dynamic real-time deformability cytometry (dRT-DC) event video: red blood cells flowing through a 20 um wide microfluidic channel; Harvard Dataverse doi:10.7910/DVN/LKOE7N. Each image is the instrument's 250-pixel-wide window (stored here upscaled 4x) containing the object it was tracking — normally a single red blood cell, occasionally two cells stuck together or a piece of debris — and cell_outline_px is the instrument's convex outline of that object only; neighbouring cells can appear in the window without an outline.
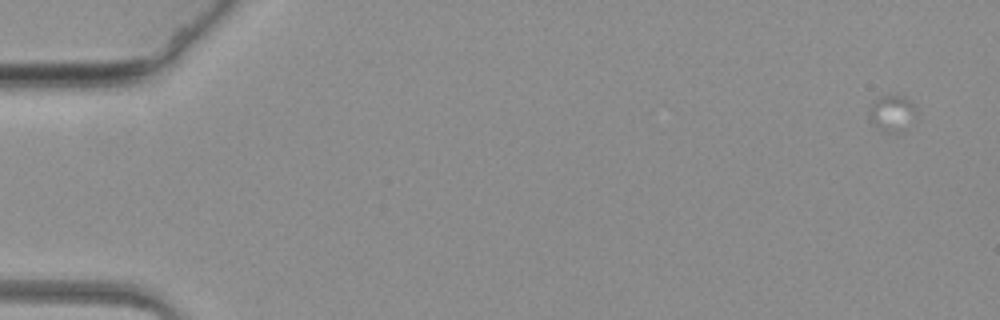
{"species": "common noctule bat (a hibernating species)", "species_latin": "Nyctalus noctula", "temperature_condition": "warm", "stored_images_in_passage": 2, "camera_frame_rate_fps": 3000, "um_per_image_px": 0.085, "animal": {"sex": "female", "body_mass_g": 19.3, "forearm_length_mm": 54.1}, "frame": {"image": 1, "passage_image": 1, "time_ms": 0.0, "image_size_px": [1000, 320], "cell_outline_px": [[916, 108], [900, 132], [880, 132], [868, 120], [868, 108], [872, 100], [876, 96], [896, 92], [904, 96]], "centroid_in_image_um": [75.66, 9.54], "position_along_channel_um": 9.3, "area_um2": 10.17}}